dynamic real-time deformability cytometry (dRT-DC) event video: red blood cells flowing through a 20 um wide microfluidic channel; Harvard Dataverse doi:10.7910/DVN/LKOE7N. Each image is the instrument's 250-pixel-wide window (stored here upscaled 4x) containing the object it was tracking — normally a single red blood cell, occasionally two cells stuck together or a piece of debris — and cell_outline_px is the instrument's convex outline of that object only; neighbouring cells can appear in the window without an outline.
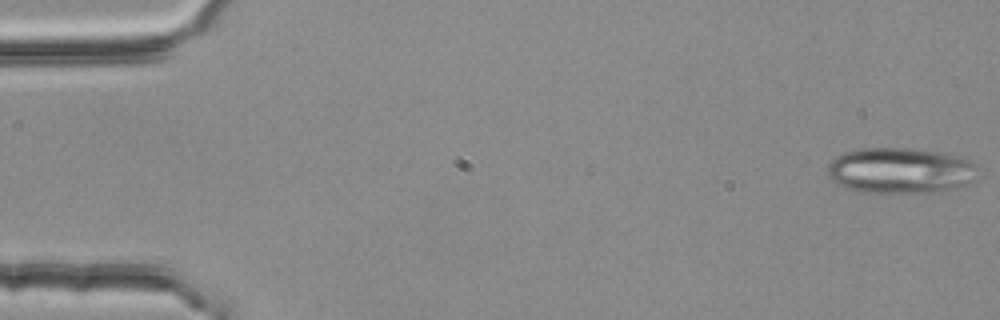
{"species": "common noctule bat (a hibernating species)", "species_latin": "Nyctalus noctula", "temperature_condition": "room temperature", "stored_images_in_passage": 54, "camera_frame_rate_fps": 3000, "um_per_image_px": 0.085, "animal": {"sex": "female", "body_mass_g": 25.1}, "frame": {"image": 1, "passage_image": 1, "time_ms": 0.0, "image_size_px": [1000, 320], "cell_outline_px": [[976, 164], [968, 180], [964, 184], [952, 188], [932, 192], [860, 192], [836, 184], [828, 176], [828, 164], [836, 156], [844, 152], [860, 148], [908, 148], [936, 152], [968, 160]], "centroid_in_image_um": [76.38, 14.49], "position_along_channel_um": 8.6, "area_um2": 39.07}}
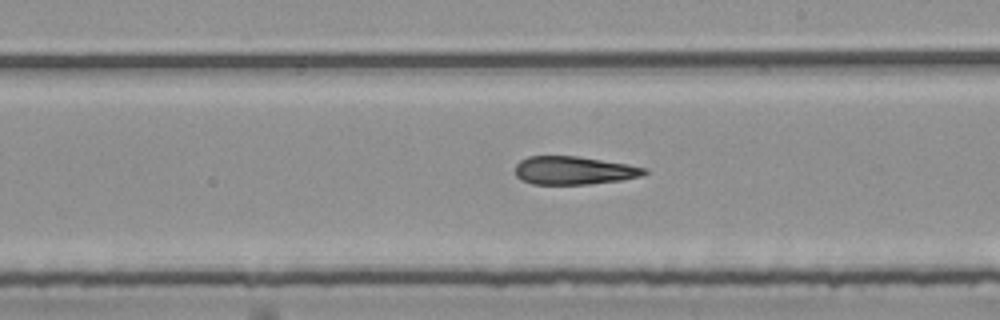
{"frame": {"image": 2, "passage_image": 31, "time_ms": 10.0, "image_size_px": [1000, 320], "cell_outline_px": [[648, 172], [640, 176], [620, 180], [588, 184], [532, 184], [520, 180], [516, 176], [516, 164], [520, 160], [528, 156], [580, 156], [628, 164], [648, 168]], "centroid_in_image_um": [48.77, 14.48], "position_along_channel_um": 240.2, "area_um2": 21.33}}
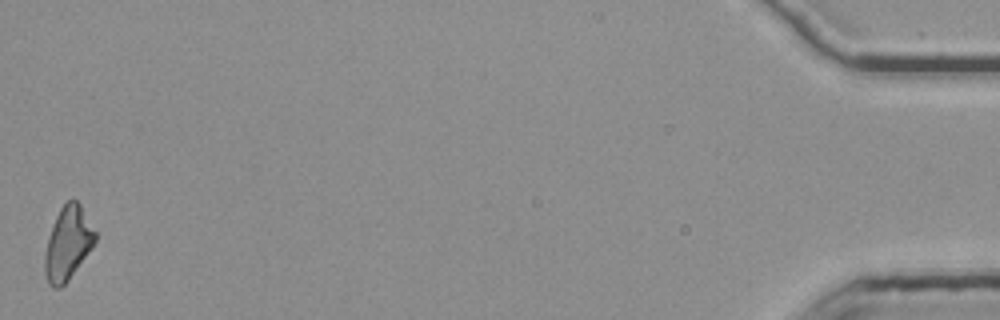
{"frame": {"image": 3, "passage_image": 54, "time_ms": 17.667, "image_size_px": [1000, 320], "cell_outline_px": [[96, 240], [92, 248], [68, 280], [60, 288], [52, 288], [48, 284], [44, 272], [44, 252], [48, 236], [56, 216], [60, 208], [72, 196], [80, 204], [96, 232]], "centroid_in_image_um": [5.75, 20.68], "position_along_channel_um": 429.5, "area_um2": 21.68}}